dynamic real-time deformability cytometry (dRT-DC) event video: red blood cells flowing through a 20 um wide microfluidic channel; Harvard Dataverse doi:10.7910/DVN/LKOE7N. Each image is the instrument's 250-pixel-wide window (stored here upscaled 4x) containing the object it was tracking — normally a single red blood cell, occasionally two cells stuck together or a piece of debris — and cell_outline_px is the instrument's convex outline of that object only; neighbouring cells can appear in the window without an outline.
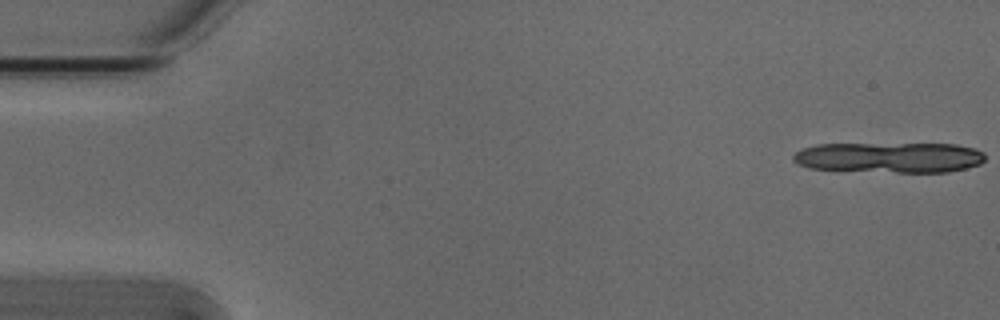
{"species": "Egyptian fruit bat (a non-hibernating species)", "species_latin": "Rousettus aegyptiacus", "temperature_condition": "cold", "stored_images_in_passage": 6, "camera_frame_rate_fps": 3000, "um_per_image_px": 0.085, "animal": {"sex": "male"}, "frame": {"image": 1, "passage_image": 1, "time_ms": 0.0, "image_size_px": [1000, 320], "cell_outline_px": [[984, 160], [980, 164], [948, 172], [896, 172], [808, 168], [796, 164], [792, 160], [792, 156], [796, 152], [804, 148], [816, 144], [956, 144], [976, 148], [984, 152]], "centroid_in_image_um": [75.61, 13.38], "position_along_channel_um": 9.4, "area_um2": 34.1}}